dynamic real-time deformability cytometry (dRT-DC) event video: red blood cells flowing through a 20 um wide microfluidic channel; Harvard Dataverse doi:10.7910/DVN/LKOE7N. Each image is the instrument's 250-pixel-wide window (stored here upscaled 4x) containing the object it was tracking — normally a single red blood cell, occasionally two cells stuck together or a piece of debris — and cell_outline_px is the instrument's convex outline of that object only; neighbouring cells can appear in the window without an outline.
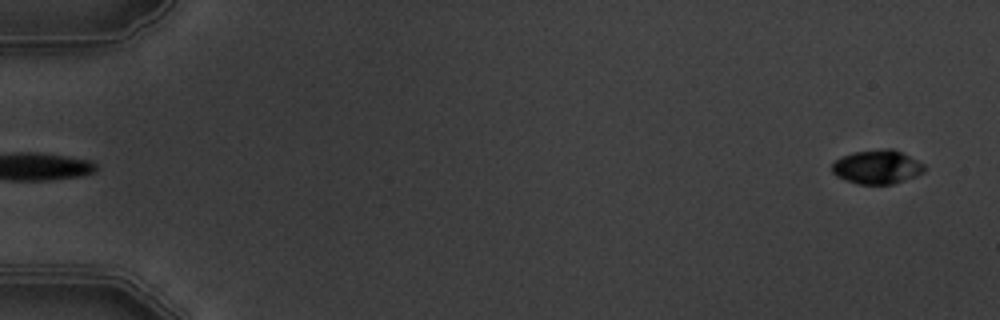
{"species": "common noctule bat (a hibernating species)", "species_latin": "Nyctalus noctula", "temperature_condition": "warm", "stored_images_in_passage": 6, "segment_of_instrument_passage": [2, 2], "camera_frame_rate_fps": 3000, "um_per_image_px": 0.085, "animal": {"sex": "male", "body_mass_g": 19.5, "forearm_length_mm": 54.6}, "frame": {"image": 1, "passage_image": 6, "time_ms": 6.0, "image_size_px": [1000, 320], "cell_outline_px": [[924, 172], [916, 176], [892, 184], [860, 184], [844, 180], [836, 176], [832, 172], [832, 164], [836, 160], [844, 156], [856, 152], [888, 148], [892, 148], [924, 164]], "centroid_in_image_um": [74.55, 14.2], "position_along_channel_um": 10.5, "area_um2": 17.98}}